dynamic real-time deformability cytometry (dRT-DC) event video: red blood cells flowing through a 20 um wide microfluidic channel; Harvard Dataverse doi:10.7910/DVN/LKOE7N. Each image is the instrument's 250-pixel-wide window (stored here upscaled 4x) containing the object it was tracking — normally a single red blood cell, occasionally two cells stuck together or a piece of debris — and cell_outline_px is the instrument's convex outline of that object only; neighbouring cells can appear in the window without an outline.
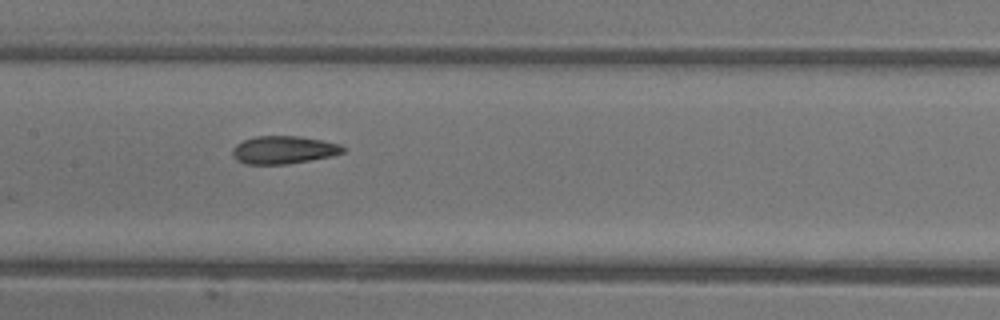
{"species": "common noctule bat (a hibernating species)", "species_latin": "Nyctalus noctula", "temperature_condition": "warm", "stored_images_in_passage": 7, "camera_frame_rate_fps": 3000, "um_per_image_px": 0.085, "animal": {"sex": "female"}, "frame": {"image": 1, "passage_image": 6, "time_ms": 6.0, "image_size_px": [1000, 320], "cell_outline_px": [[344, 152], [332, 156], [284, 164], [244, 164], [236, 160], [232, 156], [232, 148], [236, 144], [244, 140], [256, 136], [300, 136], [340, 144], [344, 148]], "centroid_in_image_um": [24.06, 12.74], "position_along_channel_um": 183.3, "area_um2": 17.86}}
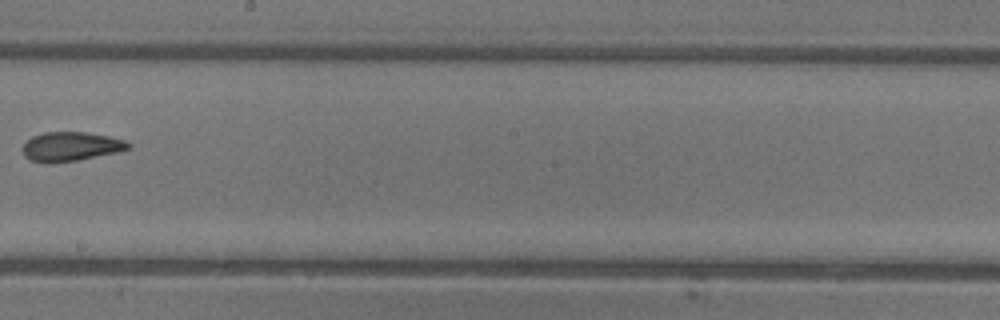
{"frame": {"image": 2, "passage_image": 7, "time_ms": 7.333, "image_size_px": [1000, 320], "cell_outline_px": [[132, 148], [116, 152], [76, 160], [48, 164], [44, 164], [28, 160], [24, 156], [24, 144], [32, 136], [44, 132], [84, 132], [108, 136], [124, 140], [132, 144]], "centroid_in_image_um": [6.0, 12.46], "position_along_channel_um": 242.2, "area_um2": 17.98}}